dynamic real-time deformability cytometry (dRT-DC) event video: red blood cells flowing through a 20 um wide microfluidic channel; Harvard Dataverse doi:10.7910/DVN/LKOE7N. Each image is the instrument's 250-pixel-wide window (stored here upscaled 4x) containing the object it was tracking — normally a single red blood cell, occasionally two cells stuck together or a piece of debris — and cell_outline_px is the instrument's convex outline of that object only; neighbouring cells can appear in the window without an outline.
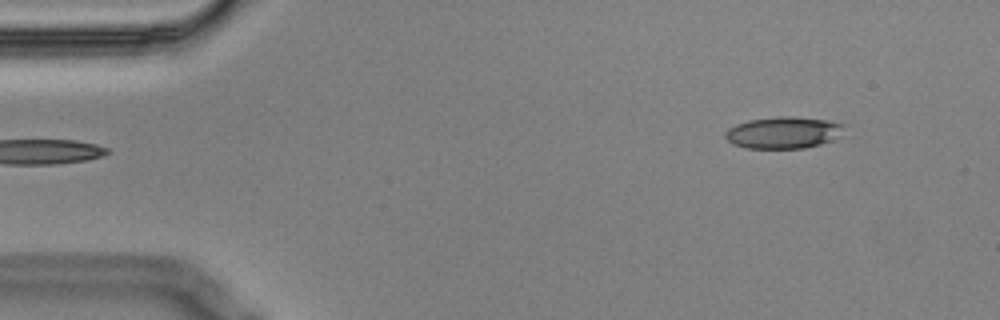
{"species": "Egyptian fruit bat (a non-hibernating species)", "species_latin": "Rousettus aegyptiacus", "temperature_condition": "cold", "stored_images_in_passage": 4, "segment_of_instrument_passage": [2, 2], "camera_frame_rate_fps": 3000, "um_per_image_px": 0.085, "animal": {"sex": "male"}, "frame": {"image": 1, "passage_image": 4, "time_ms": 1.0, "image_size_px": [1000, 320], "cell_outline_px": [[848, 124], [832, 140], [820, 144], [804, 148], [748, 148], [732, 144], [724, 136], [724, 132], [728, 128], [736, 124], [748, 120], [780, 116], [792, 116], [828, 120]], "centroid_in_image_um": [66.57, 11.26], "position_along_channel_um": 18.4, "area_um2": 22.02}}